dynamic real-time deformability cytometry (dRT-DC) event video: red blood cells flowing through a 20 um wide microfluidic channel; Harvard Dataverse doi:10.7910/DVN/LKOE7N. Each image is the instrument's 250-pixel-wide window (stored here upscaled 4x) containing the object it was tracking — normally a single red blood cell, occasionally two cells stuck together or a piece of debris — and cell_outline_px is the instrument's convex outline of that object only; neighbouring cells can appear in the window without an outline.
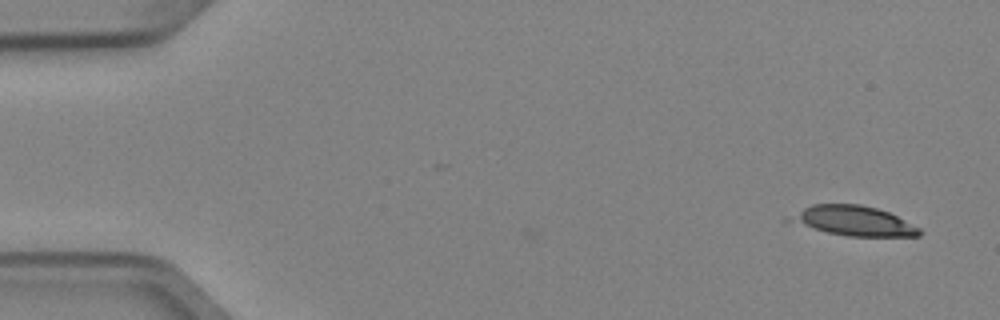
{"species": "Egyptian fruit bat (a non-hibernating species)", "species_latin": "Rousettus aegyptiacus", "temperature_condition": "cold", "stored_images_in_passage": 5, "camera_frame_rate_fps": 3000, "um_per_image_px": 0.085, "animal": {"sex": "female"}, "frame": {"image": 1, "passage_image": 1, "time_ms": 0.0, "image_size_px": [1000, 320], "cell_outline_px": [[924, 232], [920, 236], [848, 236], [828, 232], [780, 220], [812, 204], [860, 204], [876, 208], [888, 212], [920, 228]], "centroid_in_image_um": [72.5, 18.77], "position_along_channel_um": 12.5, "area_um2": 22.43}}
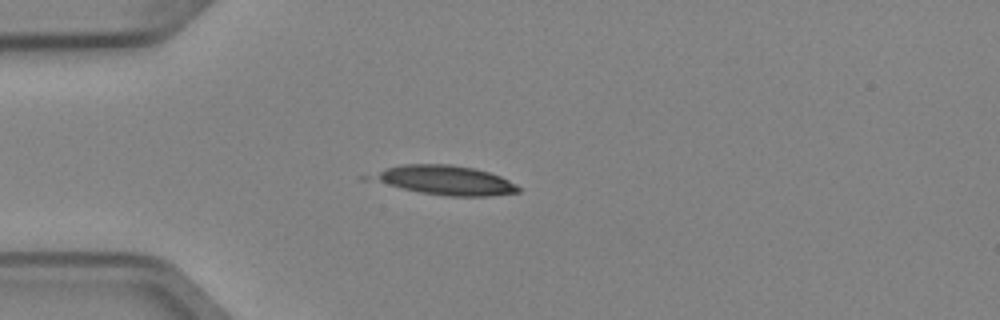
{"frame": {"image": 2, "passage_image": 4, "time_ms": 1.0, "image_size_px": [1000, 320], "cell_outline_px": [[520, 192], [492, 196], [448, 196], [420, 192], [360, 180], [360, 176], [384, 168], [404, 164], [448, 164], [472, 168], [488, 172], [500, 176], [516, 184], [520, 188]], "centroid_in_image_um": [37.63, 15.32], "position_along_channel_um": 47.4, "area_um2": 25.78}}